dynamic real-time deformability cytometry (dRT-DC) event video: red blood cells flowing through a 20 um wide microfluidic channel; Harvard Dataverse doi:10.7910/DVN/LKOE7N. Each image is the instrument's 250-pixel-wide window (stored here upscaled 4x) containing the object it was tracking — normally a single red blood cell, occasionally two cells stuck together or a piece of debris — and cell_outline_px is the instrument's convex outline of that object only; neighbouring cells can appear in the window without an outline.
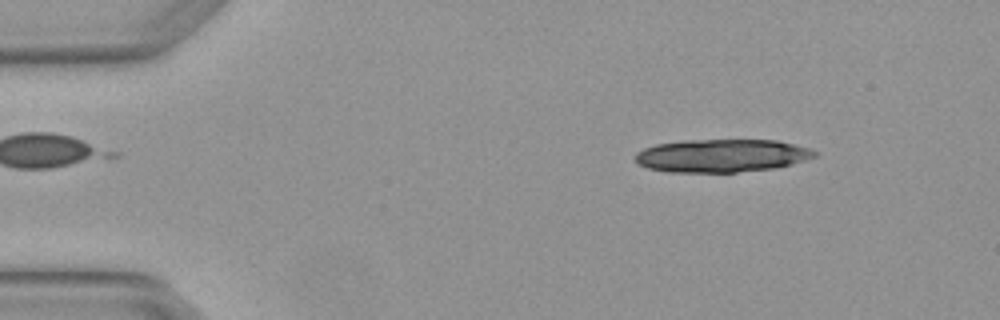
{"species": "Egyptian fruit bat (a non-hibernating species)", "species_latin": "Rousettus aegyptiacus", "temperature_condition": "warm", "stored_images_in_passage": 3, "camera_frame_rate_fps": 3000, "um_per_image_px": 0.085, "animal": {"sex": "female"}, "frame": {"image": 1, "passage_image": 1, "time_ms": 0.0, "image_size_px": [1000, 320], "cell_outline_px": [[816, 156], [792, 164], [772, 168], [736, 172], [668, 172], [648, 168], [636, 164], [636, 152], [644, 148], [656, 144], [688, 140], [776, 140], [808, 148], [816, 152]], "centroid_in_image_um": [61.3, 13.23], "position_along_channel_um": 23.7, "area_um2": 34.28}}